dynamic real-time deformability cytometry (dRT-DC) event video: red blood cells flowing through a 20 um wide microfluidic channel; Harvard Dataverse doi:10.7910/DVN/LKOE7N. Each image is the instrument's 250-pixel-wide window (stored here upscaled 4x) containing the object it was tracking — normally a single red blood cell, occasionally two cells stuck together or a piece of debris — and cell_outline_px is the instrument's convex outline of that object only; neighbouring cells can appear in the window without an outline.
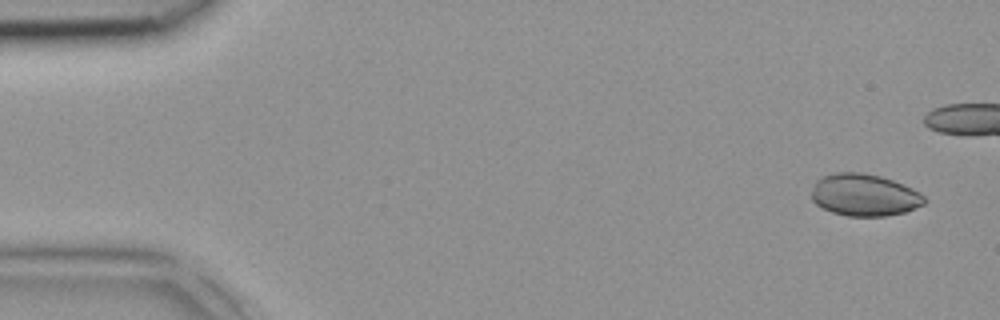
{"species": "common noctule bat (a hibernating species)", "species_latin": "Nyctalus noctula", "temperature_condition": "room temperature", "stored_images_in_passage": 4, "camera_frame_rate_fps": 3000, "um_per_image_px": 0.085, "animal": {"sex": "female", "body_mass_g": 18.4}, "frame": {"image": 1, "passage_image": 1, "time_ms": 0.0, "image_size_px": [1000, 320], "cell_outline_px": [[924, 204], [904, 212], [888, 216], [848, 216], [832, 212], [816, 204], [812, 200], [812, 188], [816, 180], [820, 176], [836, 172], [860, 172], [880, 176], [904, 184], [920, 192], [924, 196]], "centroid_in_image_um": [73.45, 16.56], "position_along_channel_um": 11.6, "area_um2": 27.74}}